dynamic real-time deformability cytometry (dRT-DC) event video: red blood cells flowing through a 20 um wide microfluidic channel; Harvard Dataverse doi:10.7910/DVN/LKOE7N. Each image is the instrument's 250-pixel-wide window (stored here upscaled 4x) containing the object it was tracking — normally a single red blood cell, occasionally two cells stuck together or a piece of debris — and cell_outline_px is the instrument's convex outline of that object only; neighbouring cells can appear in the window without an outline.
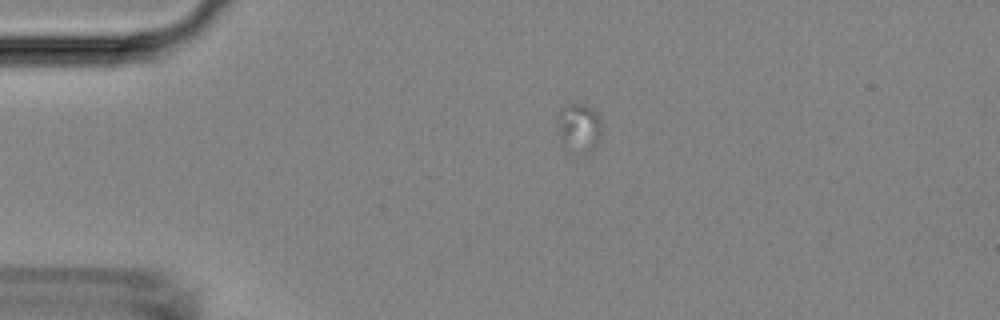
{"species": "Egyptian fruit bat (a non-hibernating species)", "species_latin": "Rousettus aegyptiacus", "temperature_condition": "room temperature", "stored_images_in_passage": 3, "camera_frame_rate_fps": 3000, "um_per_image_px": 0.085, "animal": {"sex": "female"}, "frame": {"image": 1, "passage_image": 1, "time_ms": 0.0, "image_size_px": [1000, 320], "cell_outline_px": [[600, 140], [596, 148], [564, 148], [560, 136], [560, 112], [568, 104], [584, 104], [592, 108], [600, 116]], "centroid_in_image_um": [49.27, 10.78], "position_along_channel_um": 35.7, "area_um2": 11.62}}